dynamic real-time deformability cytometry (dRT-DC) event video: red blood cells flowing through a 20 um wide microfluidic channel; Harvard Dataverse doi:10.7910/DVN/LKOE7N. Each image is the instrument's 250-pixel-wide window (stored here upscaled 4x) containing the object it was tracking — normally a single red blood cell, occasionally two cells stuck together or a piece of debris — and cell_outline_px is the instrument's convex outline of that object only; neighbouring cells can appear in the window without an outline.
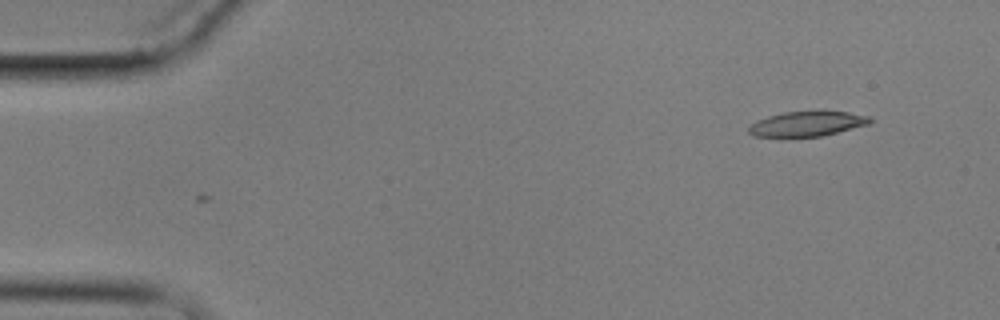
{"species": "common noctule bat (a hibernating species)", "species_latin": "Nyctalus noctula", "temperature_condition": "cold", "stored_images_in_passage": 4, "camera_frame_rate_fps": 3000, "um_per_image_px": 0.085, "animal": {"sex": "male", "body_mass_g": 17.9}, "frame": {"image": 1, "passage_image": 1, "time_ms": 0.0, "image_size_px": [1000, 320], "cell_outline_px": [[872, 120], [868, 124], [820, 136], [752, 136], [748, 132], [748, 128], [756, 120], [768, 116], [784, 112], [820, 108], [848, 112], [868, 116]], "centroid_in_image_um": [68.6, 10.46], "position_along_channel_um": 16.4, "area_um2": 17.98}}